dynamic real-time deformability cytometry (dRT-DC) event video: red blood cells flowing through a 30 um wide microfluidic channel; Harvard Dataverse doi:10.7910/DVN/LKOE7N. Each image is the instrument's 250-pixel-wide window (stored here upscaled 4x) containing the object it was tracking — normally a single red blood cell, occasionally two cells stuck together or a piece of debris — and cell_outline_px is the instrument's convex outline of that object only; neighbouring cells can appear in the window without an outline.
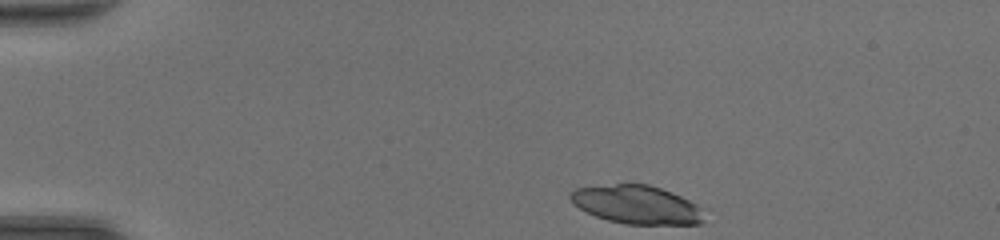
{"species": "common noctule bat (a hibernating species)", "species_latin": "Nyctalus noctula", "temperature_condition": "room temperature", "stored_images_in_passage": 39, "camera_frame_rate_fps": 3000, "um_per_image_px": 0.085, "animal": {"sex": "female", "body_mass_g": 20.0, "forearm_length_mm": 54.0}, "frame": {"image": 1, "passage_image": 1, "time_ms": 0.0, "image_size_px": [1000, 240], "cell_outline_px": [[704, 220], [700, 224], [624, 224], [608, 220], [596, 216], [580, 208], [568, 196], [576, 188], [616, 184], [648, 184], [660, 188], [680, 196], [696, 204]], "centroid_in_image_um": [54.11, 17.4], "position_along_channel_um": 30.9, "area_um2": 29.36}}